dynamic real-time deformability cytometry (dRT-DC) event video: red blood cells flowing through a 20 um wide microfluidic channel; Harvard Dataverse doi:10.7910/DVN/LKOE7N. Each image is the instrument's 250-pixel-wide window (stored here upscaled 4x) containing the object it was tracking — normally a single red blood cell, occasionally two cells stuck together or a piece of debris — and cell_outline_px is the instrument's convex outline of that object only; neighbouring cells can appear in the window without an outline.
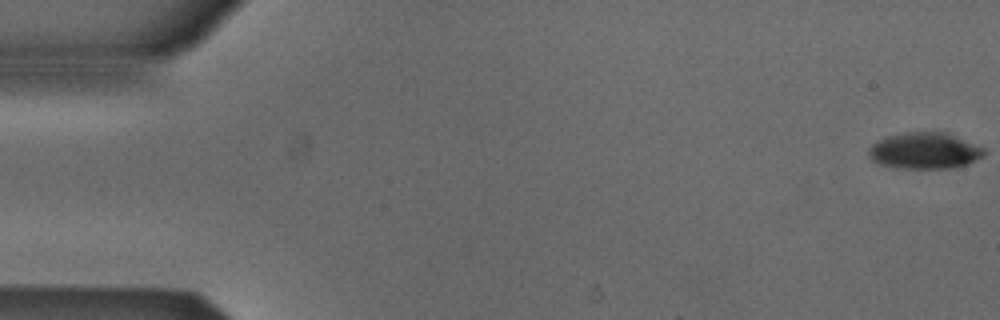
{"species": "Egyptian fruit bat (a non-hibernating species)", "species_latin": "Rousettus aegyptiacus", "temperature_condition": "cold", "stored_images_in_passage": 54, "camera_frame_rate_fps": 3000, "um_per_image_px": 0.085, "animal": {"sex": "male"}, "frame": {"image": 1, "passage_image": 1, "time_ms": 0.0, "image_size_px": [1000, 320], "cell_outline_px": [[984, 152], [980, 156], [964, 164], [928, 168], [888, 164], [876, 160], [872, 156], [872, 148], [876, 144], [888, 140], [908, 136], [940, 136], [976, 148]], "centroid_in_image_um": [78.57, 12.92], "position_along_channel_um": 6.4, "area_um2": 19.19}}
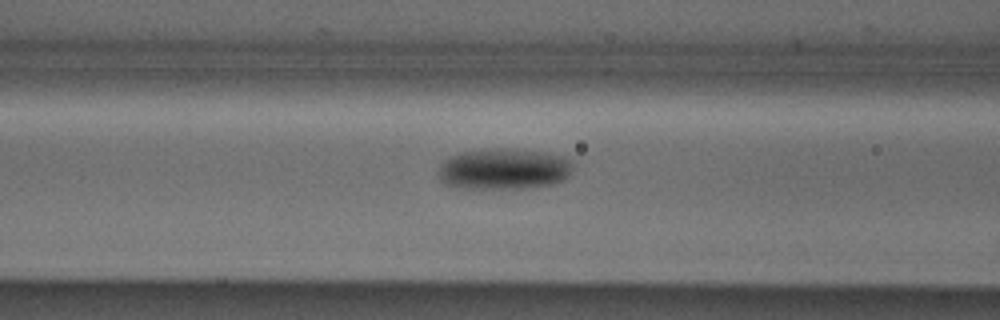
{"frame": {"image": 2, "passage_image": 22, "time_ms": 7.0, "image_size_px": [1000, 320], "cell_outline_px": [[564, 172], [556, 180], [528, 184], [468, 184], [448, 180], [444, 172], [448, 164], [452, 160], [460, 156], [512, 156], [560, 160], [564, 164]], "centroid_in_image_um": [42.77, 14.45], "position_along_channel_um": 123.8, "area_um2": 21.39}}
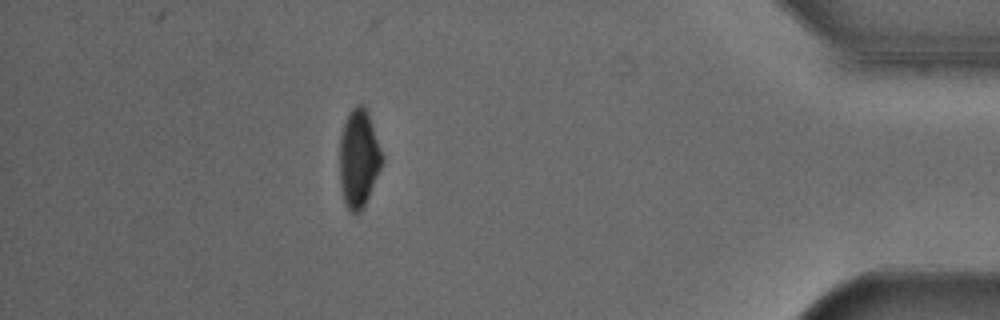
{"frame": {"image": 3, "passage_image": 48, "time_ms": 15.667, "image_size_px": [1000, 320], "cell_outline_px": [[380, 168], [368, 196], [364, 204], [356, 212], [352, 212], [348, 208], [344, 200], [340, 176], [340, 148], [344, 124], [348, 116], [360, 104], [364, 108], [368, 116], [380, 152]], "centroid_in_image_um": [30.45, 13.52], "position_along_channel_um": 404.7, "area_um2": 22.25}, "authors_computed_cell_mechanics": {"area_um2": 21.0103, "velocity_mm_per_s": 3.8274, "shape_relaxation_time_tau1_ms": 2.8431, "shape_relaxation_time_tau2_ms": null, "deformation_change_tau1": 0.1462, "deformation_change_tau2": null}}